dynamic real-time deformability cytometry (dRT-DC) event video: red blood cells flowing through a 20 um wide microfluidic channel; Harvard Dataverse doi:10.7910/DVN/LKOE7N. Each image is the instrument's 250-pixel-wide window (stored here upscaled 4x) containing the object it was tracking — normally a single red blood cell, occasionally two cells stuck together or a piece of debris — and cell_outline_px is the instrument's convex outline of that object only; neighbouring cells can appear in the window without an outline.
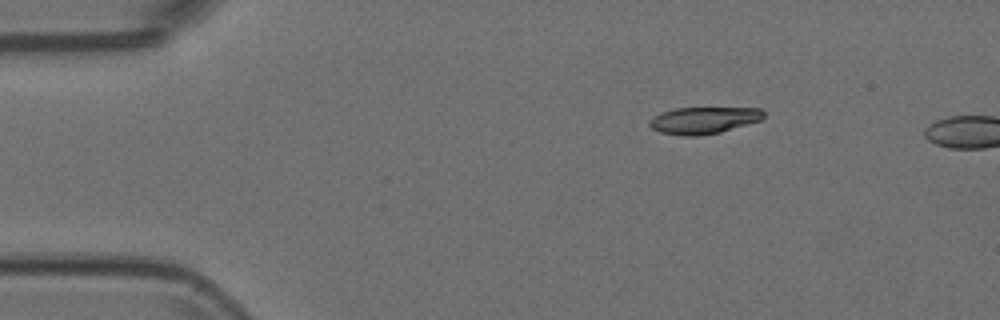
{"species": "Egyptian fruit bat (a non-hibernating species)", "species_latin": "Rousettus aegyptiacus", "temperature_condition": "room temperature", "stored_images_in_passage": 3, "camera_frame_rate_fps": 3000, "um_per_image_px": 0.085, "animal": {"sex": "female"}, "frame": {"image": 1, "passage_image": 1, "time_ms": 0.0, "image_size_px": [1000, 320], "cell_outline_px": [[764, 116], [760, 120], [720, 132], [700, 136], [684, 136], [660, 132], [652, 128], [648, 124], [648, 120], [664, 112], [676, 108], [760, 108], [764, 112]], "centroid_in_image_um": [59.8, 10.23], "position_along_channel_um": 25.2, "area_um2": 17.63}}